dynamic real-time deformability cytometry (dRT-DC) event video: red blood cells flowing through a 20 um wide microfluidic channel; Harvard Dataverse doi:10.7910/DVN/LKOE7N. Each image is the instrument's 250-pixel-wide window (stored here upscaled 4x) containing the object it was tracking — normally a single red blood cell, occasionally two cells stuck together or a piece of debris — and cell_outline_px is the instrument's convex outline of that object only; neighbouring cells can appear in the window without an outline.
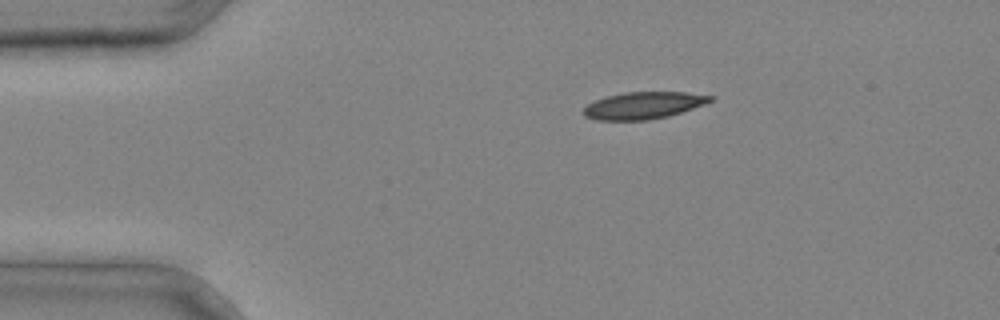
{"species": "common noctule bat (a hibernating species)", "species_latin": "Nyctalus noctula", "temperature_condition": "cold", "stored_images_in_passage": 1, "camera_frame_rate_fps": 3000, "um_per_image_px": 0.085, "animal": {"sex": "male", "body_mass_g": 20.4}, "frame": {"image": 1, "passage_image": 1, "time_ms": 0.0, "image_size_px": [1000, 320], "cell_outline_px": [[716, 96], [712, 100], [704, 104], [668, 116], [648, 120], [596, 120], [584, 116], [580, 112], [588, 104], [596, 100], [608, 96], [624, 92], [688, 92]], "centroid_in_image_um": [54.68, 8.96], "position_along_channel_um": 30.3, "area_um2": 19.94}}